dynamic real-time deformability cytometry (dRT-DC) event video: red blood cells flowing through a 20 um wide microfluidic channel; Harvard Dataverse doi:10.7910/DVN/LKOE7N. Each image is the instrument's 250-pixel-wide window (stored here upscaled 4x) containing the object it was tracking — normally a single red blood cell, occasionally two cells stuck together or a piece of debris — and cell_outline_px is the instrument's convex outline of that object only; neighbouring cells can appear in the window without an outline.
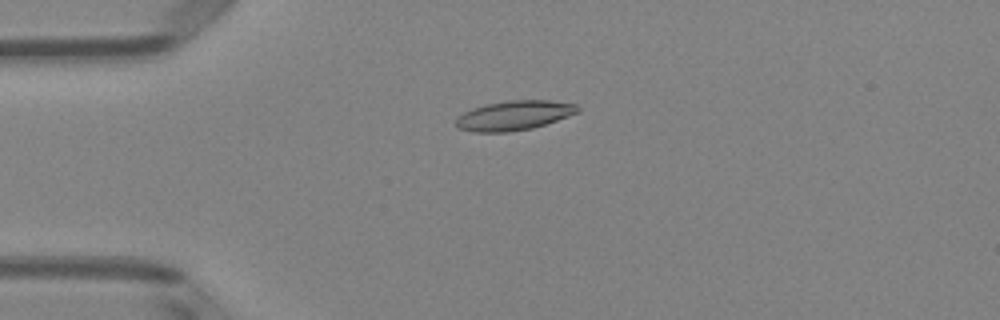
{"species": "Egyptian fruit bat (a non-hibernating species)", "species_latin": "Rousettus aegyptiacus", "temperature_condition": "room temperature", "stored_images_in_passage": 51, "camera_frame_rate_fps": 3000, "um_per_image_px": 0.085, "animal": {"sex": "female"}, "frame": {"image": 1, "passage_image": 13, "time_ms": 4.0, "image_size_px": [1000, 320], "cell_outline_px": [[580, 112], [532, 128], [508, 132], [476, 132], [460, 128], [456, 124], [456, 120], [464, 112], [472, 108], [484, 104], [508, 100], [548, 100], [576, 104], [580, 108]], "centroid_in_image_um": [43.72, 9.8], "position_along_channel_um": 41.3, "area_um2": 20.81}}
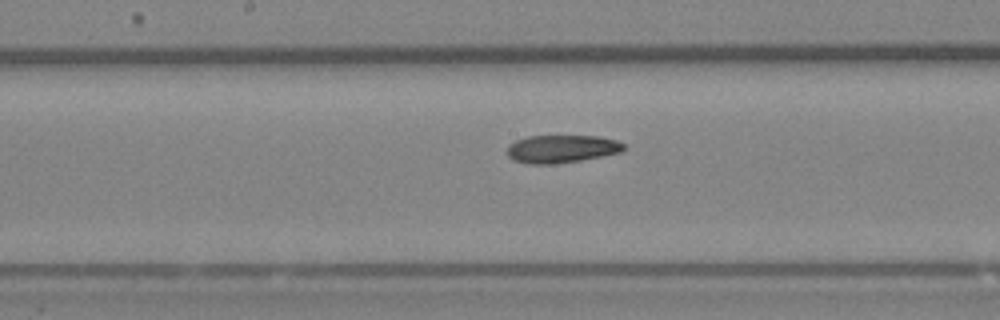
{"frame": {"image": 2, "passage_image": 27, "time_ms": 8.667, "image_size_px": [1000, 320], "cell_outline_px": [[624, 148], [620, 152], [580, 160], [552, 164], [528, 164], [512, 160], [508, 156], [508, 144], [516, 140], [528, 136], [596, 136], [616, 140], [624, 144]], "centroid_in_image_um": [47.68, 12.65], "position_along_channel_um": 200.5, "area_um2": 18.79}}
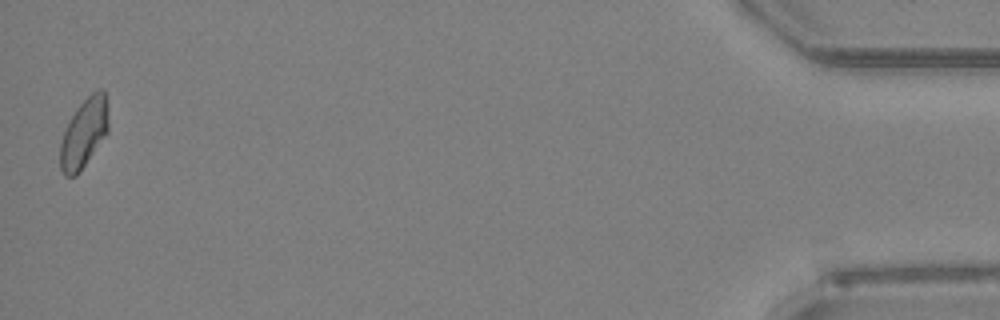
{"frame": {"image": 3, "passage_image": 51, "time_ms": 16.667, "image_size_px": [1000, 320], "cell_outline_px": [[108, 132], [80, 172], [76, 176], [64, 176], [60, 168], [60, 144], [68, 120], [76, 108], [96, 88], [104, 88], [108, 116]], "centroid_in_image_um": [7.13, 11.31], "position_along_channel_um": 428.1, "area_um2": 19.59}, "authors_computed_cell_mechanics": {"area_um2": 19.652, "velocity_mm_per_s": 3.9773, "shape_relaxation_time_tau1_ms": null, "shape_relaxation_time_tau2_ms": 4.5044, "deformation_change_tau1": null, "deformation_change_tau2": 0.1121}}